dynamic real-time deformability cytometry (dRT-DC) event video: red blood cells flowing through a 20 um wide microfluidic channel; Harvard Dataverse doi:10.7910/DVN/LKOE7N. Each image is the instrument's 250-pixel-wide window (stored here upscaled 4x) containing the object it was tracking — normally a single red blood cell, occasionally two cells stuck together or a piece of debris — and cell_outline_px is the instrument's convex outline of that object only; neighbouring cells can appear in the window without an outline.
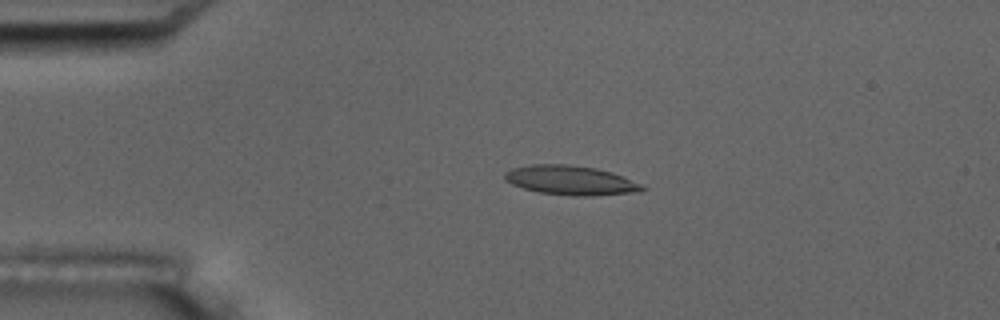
{"species": "common noctule bat (a hibernating species)", "species_latin": "Nyctalus noctula", "temperature_condition": "room temperature", "stored_images_in_passage": 5, "camera_frame_rate_fps": 3000, "um_per_image_px": 0.085, "animal": {"sex": "male", "body_mass_g": 17.5, "forearm_length_mm": 52.3}, "frame": {"image": 1, "passage_image": 4, "time_ms": 3.333, "image_size_px": [1000, 320], "cell_outline_px": [[648, 188], [640, 192], [592, 196], [572, 196], [540, 192], [524, 188], [512, 184], [504, 180], [504, 172], [512, 168], [532, 164], [568, 164], [596, 168], [612, 172], [624, 176]], "centroid_in_image_um": [48.53, 15.32], "position_along_channel_um": 36.5, "area_um2": 23.7}}